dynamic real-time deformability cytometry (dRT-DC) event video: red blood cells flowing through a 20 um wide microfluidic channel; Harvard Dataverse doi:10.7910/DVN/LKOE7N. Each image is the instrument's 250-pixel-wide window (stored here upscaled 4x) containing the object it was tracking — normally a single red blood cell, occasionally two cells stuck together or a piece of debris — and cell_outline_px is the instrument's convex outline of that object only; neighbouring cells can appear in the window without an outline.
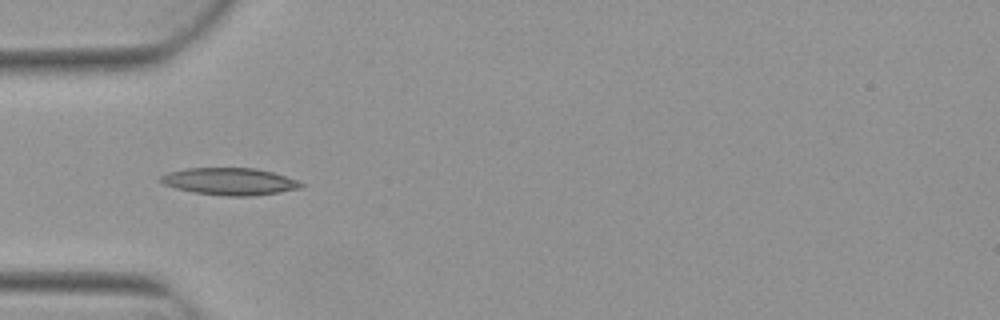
{"species": "Egyptian fruit bat (a non-hibernating species)", "species_latin": "Rousettus aegyptiacus", "temperature_condition": "warm", "stored_images_in_passage": 6, "camera_frame_rate_fps": 3000, "um_per_image_px": 0.085, "animal": {"sex": "female"}, "frame": {"image": 1, "passage_image": 3, "time_ms": 0.667, "image_size_px": [1000, 320], "cell_outline_px": [[304, 184], [300, 188], [252, 196], [224, 196], [192, 192], [176, 188], [164, 184], [160, 180], [160, 176], [168, 172], [188, 168], [256, 168], [272, 172], [296, 180]], "centroid_in_image_um": [19.49, 15.42], "position_along_channel_um": 65.5, "area_um2": 21.96}}
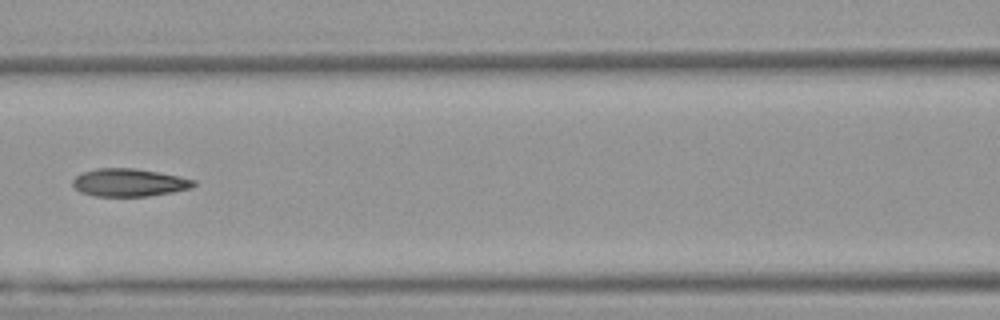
{"frame": {"image": 2, "passage_image": 5, "time_ms": 1.333, "image_size_px": [1000, 320], "cell_outline_px": [[196, 184], [192, 188], [172, 192], [148, 196], [96, 196], [80, 192], [72, 184], [72, 180], [76, 176], [84, 172], [96, 168], [136, 168], [180, 176], [196, 180]], "centroid_in_image_um": [11.0, 15.51], "position_along_channel_um": 155.6, "area_um2": 19.65}}
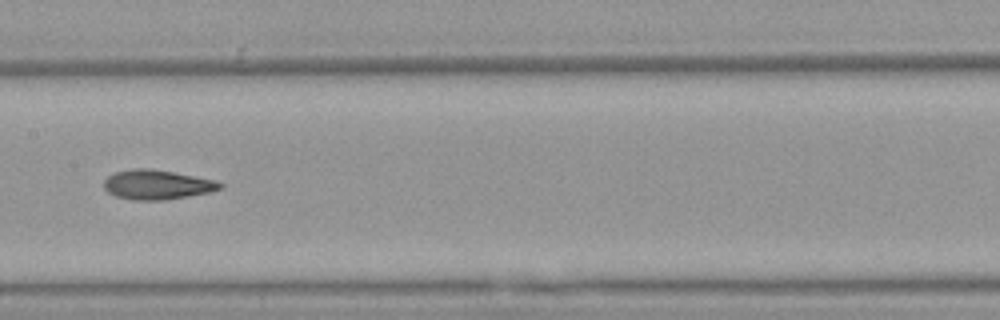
{"frame": {"image": 3, "passage_image": 6, "time_ms": 1.667, "image_size_px": [1000, 320], "cell_outline_px": [[224, 188], [212, 192], [164, 200], [132, 200], [116, 196], [108, 192], [104, 188], [104, 180], [108, 176], [116, 172], [132, 168], [152, 168], [216, 180], [224, 184]], "centroid_in_image_um": [13.38, 15.69], "position_along_channel_um": 194.0, "area_um2": 20.17}}